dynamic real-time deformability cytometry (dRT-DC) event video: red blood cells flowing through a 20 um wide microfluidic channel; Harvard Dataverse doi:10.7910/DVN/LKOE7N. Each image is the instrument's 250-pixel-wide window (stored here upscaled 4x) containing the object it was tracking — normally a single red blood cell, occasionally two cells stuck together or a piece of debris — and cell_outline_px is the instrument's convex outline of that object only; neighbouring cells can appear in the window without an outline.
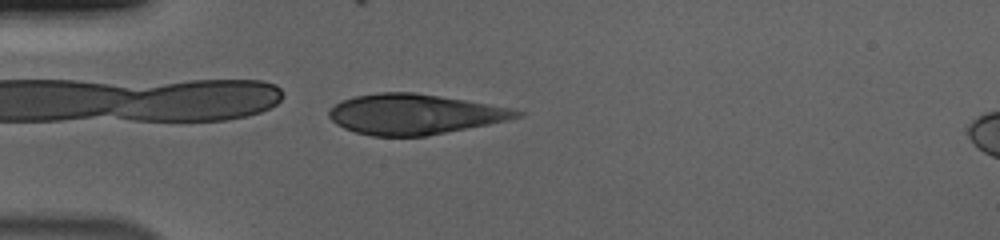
{"species": "human", "species_latin": "Homo sapiens", "temperature_condition": "cold", "stored_images_in_passage": 40, "camera_frame_rate_fps": 3000, "um_per_image_px": 0.085, "donor": {"sex": "male"}, "frame": {"image": 1, "passage_image": 1, "time_ms": 0.0, "image_size_px": [1000, 240], "cell_outline_px": [[524, 116], [508, 120], [488, 124], [424, 136], [372, 136], [356, 132], [344, 128], [336, 124], [328, 116], [328, 112], [340, 100], [352, 96], [380, 92], [412, 92], [440, 96], [512, 108], [524, 112]], "centroid_in_image_um": [35.21, 9.7], "position_along_channel_um": 49.8, "area_um2": 43.87}}
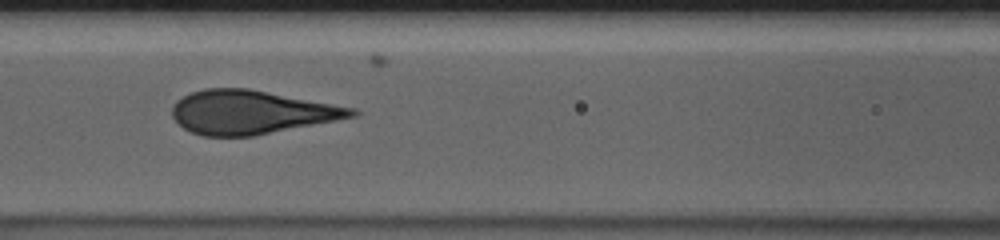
{"frame": {"image": 2, "passage_image": 10, "time_ms": 3.0, "image_size_px": [1000, 240], "cell_outline_px": [[360, 112], [356, 116], [252, 136], [204, 136], [192, 132], [184, 128], [172, 116], [172, 108], [176, 100], [192, 92], [204, 88], [248, 88], [356, 108]], "centroid_in_image_um": [21.34, 9.53], "position_along_channel_um": 145.3, "area_um2": 45.32}}
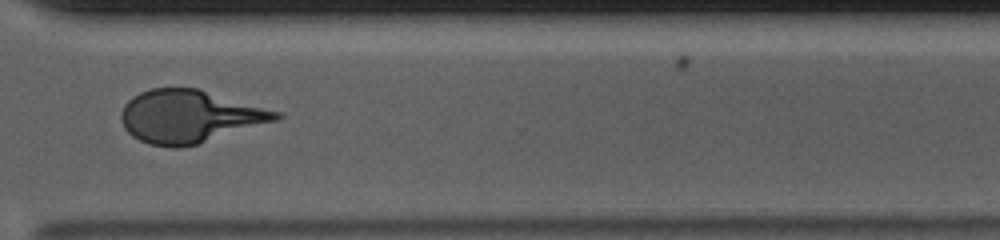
{"frame": {"image": 3, "passage_image": 27, "time_ms": 8.667, "image_size_px": [1000, 240], "cell_outline_px": [[284, 116], [276, 120], [196, 144], [180, 148], [172, 148], [148, 144], [132, 136], [124, 128], [120, 120], [120, 112], [124, 104], [132, 96], [140, 92], [152, 88], [200, 88], [280, 112]], "centroid_in_image_um": [16.05, 9.89], "position_along_channel_um": 354.5, "area_um2": 47.51}, "authors_computed_cell_mechanics": {"area_um2": 46.4423, "velocity_mm_per_s": 3.6941, "shape_relaxation_time_tau1_ms": 4.5537, "shape_relaxation_time_tau2_ms": null, "deformation_change_tau1": 0.1686, "deformation_change_tau2": null}}